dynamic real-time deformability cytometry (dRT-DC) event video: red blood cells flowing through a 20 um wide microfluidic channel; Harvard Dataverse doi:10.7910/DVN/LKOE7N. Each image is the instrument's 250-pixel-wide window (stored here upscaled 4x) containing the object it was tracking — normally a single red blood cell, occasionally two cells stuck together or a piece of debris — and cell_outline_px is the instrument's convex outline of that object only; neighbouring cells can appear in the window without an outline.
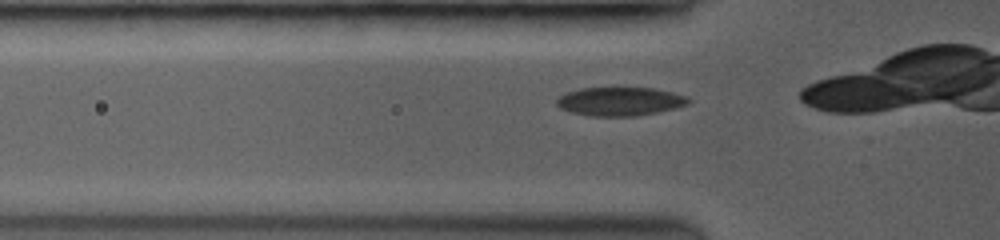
{"species": "common noctule bat (a hibernating species)", "species_latin": "Nyctalus noctula", "temperature_condition": "room temperature", "stored_images_in_passage": 6, "camera_frame_rate_fps": 3500, "um_per_image_px": 0.085, "animal": {"sex": "female", "body_mass_g": 19.0, "forearm_length_mm": 53.3}, "frame": {"image": 1, "passage_image": 2, "time_ms": 0.286, "image_size_px": [1000, 240], "cell_outline_px": [[692, 100], [688, 104], [656, 112], [632, 116], [592, 116], [572, 112], [560, 108], [556, 104], [556, 100], [560, 96], [568, 92], [580, 88], [652, 88], [684, 96]], "centroid_in_image_um": [52.65, 8.62], "position_along_channel_um": 73.2, "area_um2": 21.5}}